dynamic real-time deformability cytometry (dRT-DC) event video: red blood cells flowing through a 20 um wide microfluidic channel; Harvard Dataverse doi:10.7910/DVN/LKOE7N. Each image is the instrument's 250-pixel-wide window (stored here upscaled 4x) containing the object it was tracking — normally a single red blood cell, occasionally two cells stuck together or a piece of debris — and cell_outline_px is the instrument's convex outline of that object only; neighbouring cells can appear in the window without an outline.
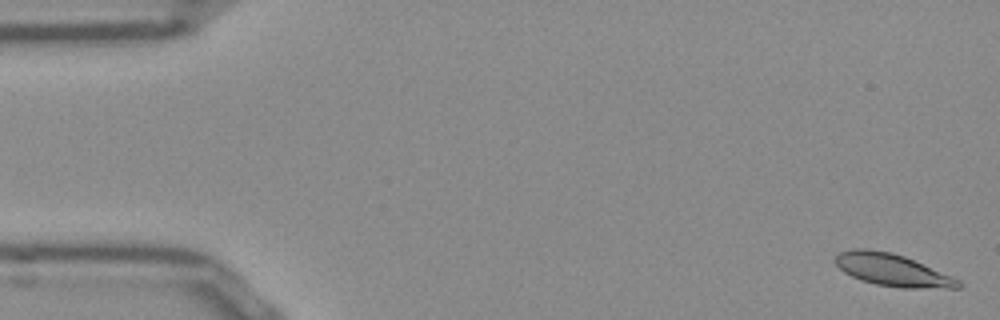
{"species": "Egyptian fruit bat (a non-hibernating species)", "species_latin": "Rousettus aegyptiacus", "temperature_condition": "room temperature", "stored_images_in_passage": 52, "camera_frame_rate_fps": 3000, "um_per_image_px": 0.085, "frame": {"image": 1, "passage_image": 1, "time_ms": 0.0, "image_size_px": [1000, 320], "cell_outline_px": [[960, 288], [900, 288], [876, 284], [852, 276], [844, 272], [836, 264], [836, 256], [840, 252], [852, 248], [868, 248], [892, 252], [904, 256], [960, 280]], "centroid_in_image_um": [75.83, 22.94], "position_along_channel_um": 9.2, "area_um2": 22.83}}
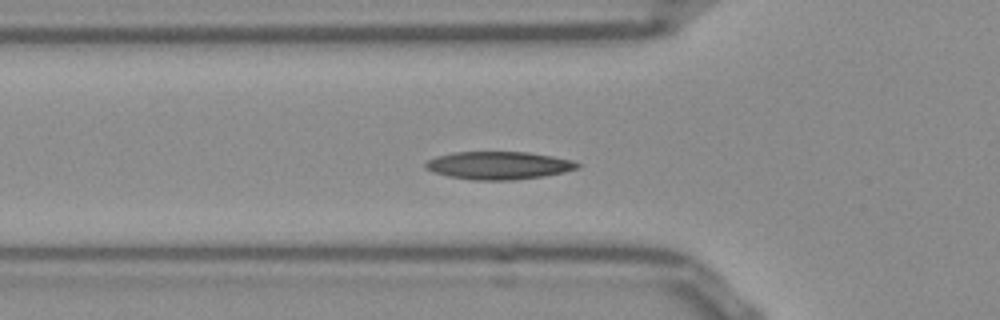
{"frame": {"image": 2, "passage_image": 17, "time_ms": 5.333, "image_size_px": [1000, 320], "cell_outline_px": [[580, 168], [564, 172], [544, 176], [512, 180], [472, 180], [448, 176], [432, 172], [424, 168], [424, 164], [428, 160], [436, 156], [452, 152], [528, 152], [552, 156], [572, 160], [580, 164]], "centroid_in_image_um": [42.36, 14.06], "position_along_channel_um": 83.4, "area_um2": 24.8}}
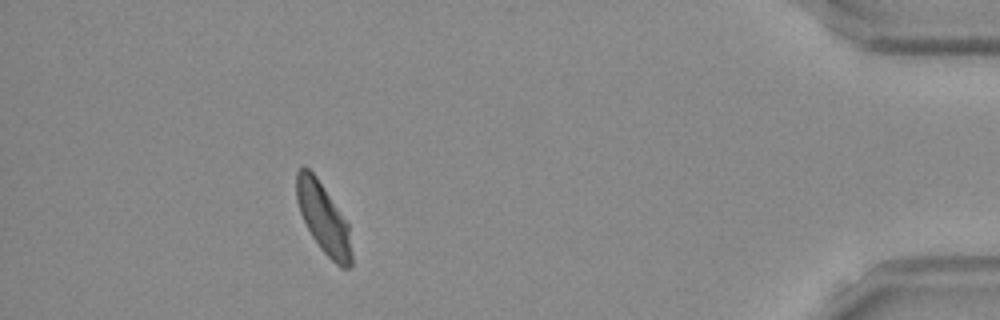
{"frame": {"image": 3, "passage_image": 47, "time_ms": 15.333, "image_size_px": [1000, 320], "cell_outline_px": [[352, 264], [348, 268], [340, 268], [320, 248], [312, 236], [300, 212], [296, 200], [296, 172], [304, 164], [316, 176], [348, 224], [352, 256]], "centroid_in_image_um": [27.48, 18.55], "position_along_channel_um": 407.7, "area_um2": 22.2}, "authors_computed_cell_mechanics": {"area_um2": 23.1778, "velocity_mm_per_s": 3.815, "shape_relaxation_time_tau1_ms": 3.8798, "shape_relaxation_time_tau2_ms": 3.1167, "deformation_change_tau1": 0.1251, "deformation_change_tau2": 0.0966}}